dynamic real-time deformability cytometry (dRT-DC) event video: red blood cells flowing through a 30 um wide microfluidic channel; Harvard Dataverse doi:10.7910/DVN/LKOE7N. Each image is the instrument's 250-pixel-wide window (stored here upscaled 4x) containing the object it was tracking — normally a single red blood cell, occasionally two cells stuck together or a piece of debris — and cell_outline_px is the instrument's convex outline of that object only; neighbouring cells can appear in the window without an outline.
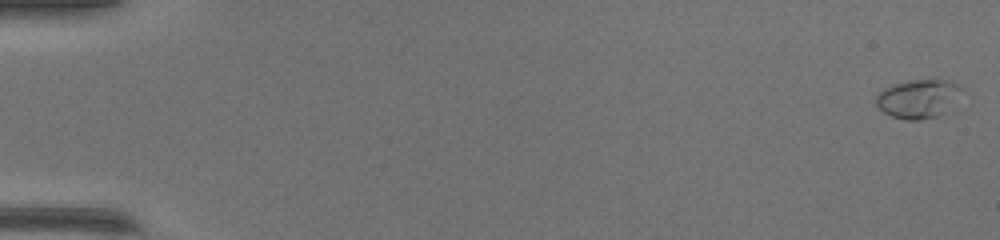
{"species": "common noctule bat (a hibernating species)", "species_latin": "Nyctalus noctula", "temperature_condition": "warm", "stored_images_in_passage": 50, "camera_frame_rate_fps": 3000, "um_per_image_px": 0.085, "animal": {"sex": "female", "body_mass_g": 17.0, "forearm_length_mm": 48.0}, "frame": {"image": 1, "passage_image": 1, "time_ms": 0.0, "image_size_px": [1000, 240], "cell_outline_px": [[964, 88], [948, 112], [940, 116], [920, 120], [904, 120], [892, 116], [884, 112], [876, 104], [876, 96], [884, 88], [892, 84], [908, 80], [936, 76], [948, 80]], "centroid_in_image_um": [78.1, 8.35], "position_along_channel_um": 6.9, "area_um2": 20.11}}
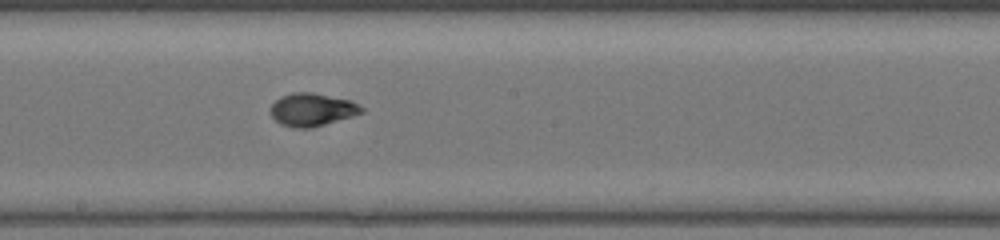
{"frame": {"image": 2, "passage_image": 29, "time_ms": 9.333, "image_size_px": [1000, 240], "cell_outline_px": [[364, 112], [352, 116], [312, 128], [292, 128], [280, 124], [272, 116], [272, 104], [280, 96], [292, 92], [312, 92], [352, 100], [364, 108]], "centroid_in_image_um": [26.55, 9.31], "position_along_channel_um": 221.7, "area_um2": 17.51}}
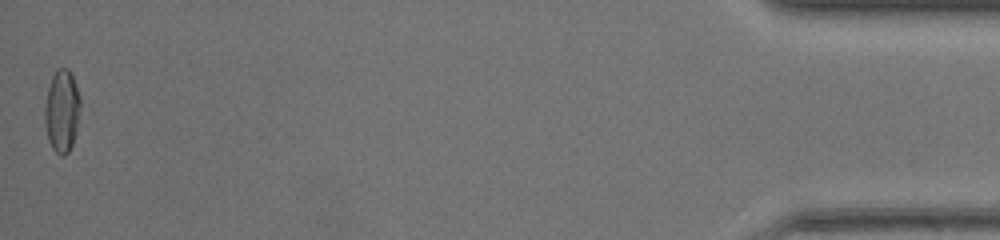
{"frame": {"image": 3, "passage_image": 50, "time_ms": 16.333, "image_size_px": [1000, 240], "cell_outline_px": [[80, 104], [76, 132], [72, 144], [68, 152], [64, 156], [60, 156], [52, 148], [48, 140], [44, 120], [44, 108], [48, 88], [52, 76], [56, 68], [68, 68], [72, 76], [80, 96]], "centroid_in_image_um": [5.25, 9.43], "position_along_channel_um": 430.0, "area_um2": 17.11}, "authors_computed_cell_mechanics": {"area_um2": 16.762, "velocity_mm_per_s": 4.279, "shape_relaxation_time_tau1_ms": 7.2417, "shape_relaxation_time_tau2_ms": 1.209, "deformation_change_tau1": 0.2415, "deformation_change_tau2": 0.0553}}